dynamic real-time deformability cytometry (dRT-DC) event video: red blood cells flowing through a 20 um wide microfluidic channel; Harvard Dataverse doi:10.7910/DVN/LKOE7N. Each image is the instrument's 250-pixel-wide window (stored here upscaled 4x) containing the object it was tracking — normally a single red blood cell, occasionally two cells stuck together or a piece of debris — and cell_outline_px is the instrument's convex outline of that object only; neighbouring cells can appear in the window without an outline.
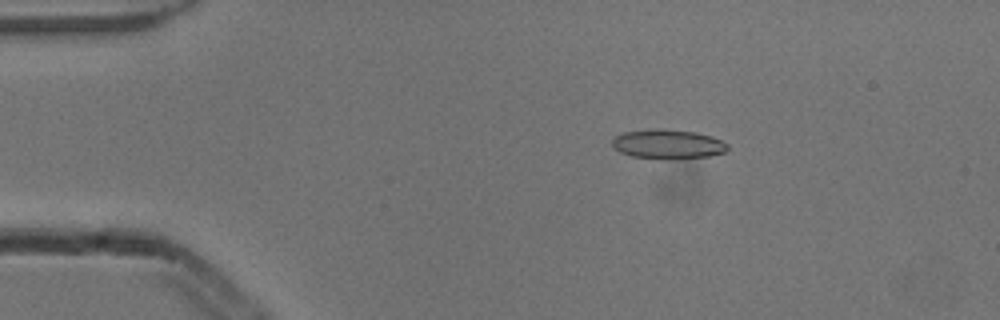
{"species": "common noctule bat (a hibernating species)", "species_latin": "Nyctalus noctula", "temperature_condition": "cold", "stored_images_in_passage": 6, "camera_frame_rate_fps": 3000, "um_per_image_px": 0.085, "animal": {"sex": "male", "body_mass_g": 13.3}, "frame": {"image": 1, "passage_image": 2, "time_ms": 0.333, "image_size_px": [1000, 320], "cell_outline_px": [[728, 152], [708, 156], [676, 160], [660, 160], [632, 156], [620, 152], [612, 144], [612, 140], [616, 136], [624, 132], [656, 128], [696, 132], [712, 136], [728, 144]], "centroid_in_image_um": [56.8, 12.27], "position_along_channel_um": 28.2, "area_um2": 20.11}}